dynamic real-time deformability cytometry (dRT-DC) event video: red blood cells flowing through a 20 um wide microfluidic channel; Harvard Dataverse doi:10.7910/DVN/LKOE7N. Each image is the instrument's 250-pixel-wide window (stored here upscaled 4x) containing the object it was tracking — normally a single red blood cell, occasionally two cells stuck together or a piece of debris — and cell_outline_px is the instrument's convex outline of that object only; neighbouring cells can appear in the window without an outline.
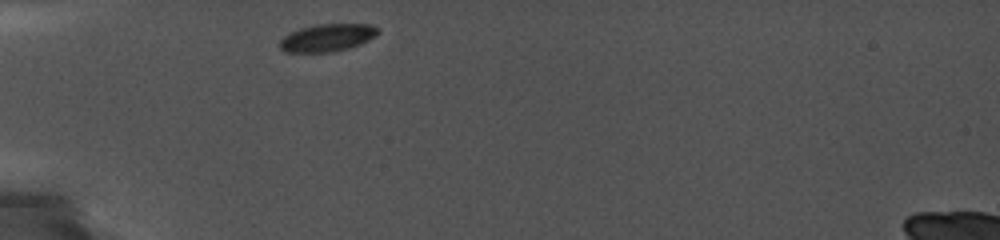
{"species": "common noctule bat (a hibernating species)", "species_latin": "Nyctalus noctula", "temperature_condition": "cold", "stored_images_in_passage": 31, "camera_frame_rate_fps": 5000, "um_per_image_px": 0.085, "animal": {"sex": "female", "body_mass_g": 19.0, "forearm_length_mm": 56.7}, "frame": {"image": 1, "passage_image": 1, "time_ms": 0.0, "image_size_px": [1000, 240], "cell_outline_px": [[380, 32], [376, 36], [360, 44], [348, 48], [332, 52], [284, 52], [280, 48], [280, 40], [284, 36], [300, 28], [316, 24], [368, 24], [380, 28]], "centroid_in_image_um": [27.84, 3.2], "position_along_channel_um": 57.2, "area_um2": 15.78}}
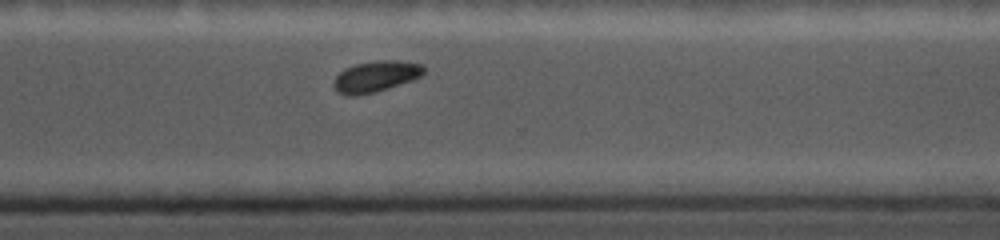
{"frame": {"image": 2, "passage_image": 23, "time_ms": 8.0, "image_size_px": [1000, 240], "cell_outline_px": [[424, 72], [416, 80], [388, 88], [356, 96], [348, 96], [336, 92], [332, 84], [332, 80], [344, 68], [356, 64], [376, 60], [396, 60], [424, 64]], "centroid_in_image_um": [31.93, 6.5], "position_along_channel_um": 338.7, "area_um2": 16.59}}
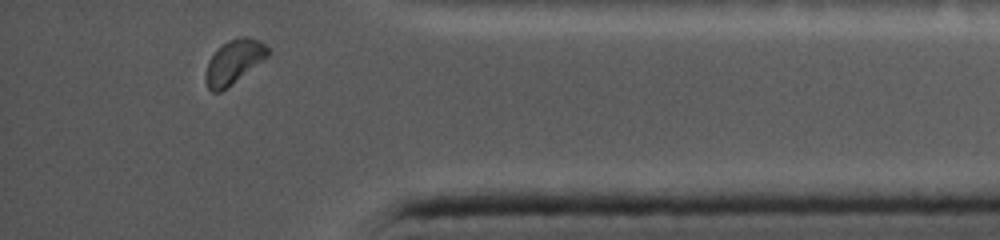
{"frame": {"image": 3, "passage_image": 29, "time_ms": 10.2, "image_size_px": [1000, 240], "cell_outline_px": [[272, 52], [268, 56], [220, 92], [212, 92], [208, 88], [204, 80], [204, 76], [208, 60], [228, 40], [240, 36], [248, 36], [260, 40], [272, 48]], "centroid_in_image_um": [19.91, 5.22], "position_along_channel_um": 415.3, "area_um2": 15.9}}